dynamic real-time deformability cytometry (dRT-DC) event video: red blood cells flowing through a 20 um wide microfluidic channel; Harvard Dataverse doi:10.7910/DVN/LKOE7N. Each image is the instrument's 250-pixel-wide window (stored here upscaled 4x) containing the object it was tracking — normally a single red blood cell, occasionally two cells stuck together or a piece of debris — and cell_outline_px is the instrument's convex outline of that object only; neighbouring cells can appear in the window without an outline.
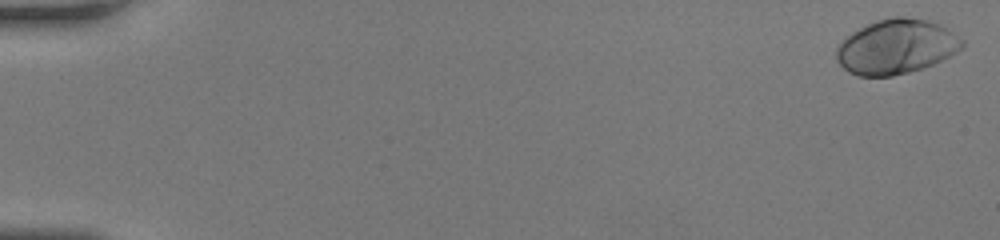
{"species": "human", "species_latin": "Homo sapiens", "temperature_condition": "room temperature", "stored_images_in_passage": 51, "camera_frame_rate_fps": 3000, "um_per_image_px": 0.085, "donor": {"sex": "female"}, "frame": {"image": 1, "passage_image": 1, "time_ms": 0.0, "image_size_px": [1000, 240], "cell_outline_px": [[964, 44], [956, 52], [932, 64], [908, 72], [892, 76], [856, 76], [848, 72], [836, 60], [836, 48], [852, 32], [876, 20], [888, 16], [904, 16], [928, 20], [940, 24], [964, 40]], "centroid_in_image_um": [76.16, 3.96], "position_along_channel_um": 8.8, "area_um2": 39.82}}
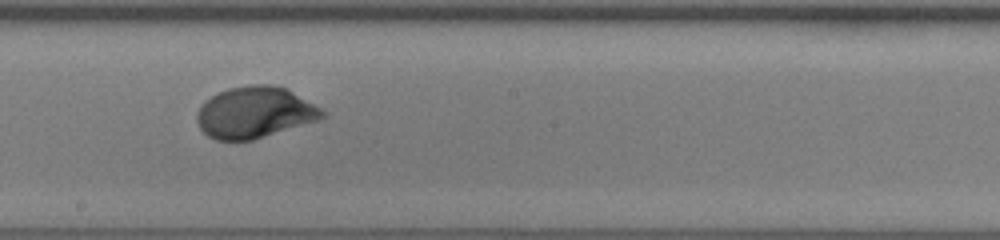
{"frame": {"image": 2, "passage_image": 30, "time_ms": 9.667, "image_size_px": [1000, 240], "cell_outline_px": [[328, 112], [324, 116], [316, 120], [252, 140], [216, 140], [208, 136], [200, 128], [196, 120], [196, 112], [200, 104], [204, 100], [228, 88], [252, 84], [272, 84], [288, 88]], "centroid_in_image_um": [21.63, 9.53], "position_along_channel_um": 226.6, "area_um2": 37.57}}
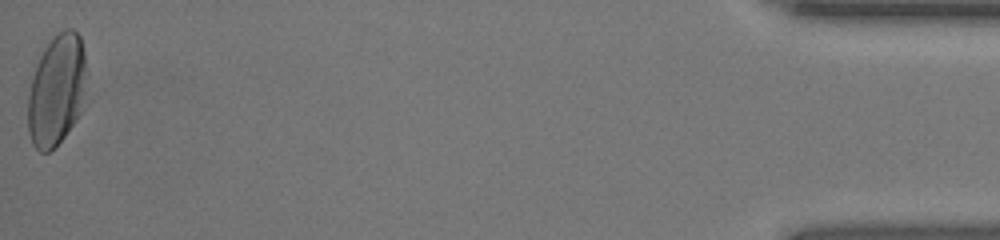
{"frame": {"image": 3, "passage_image": 51, "time_ms": 16.667, "image_size_px": [1000, 240], "cell_outline_px": [[92, 100], [64, 136], [48, 152], [40, 152], [32, 144], [28, 132], [28, 96], [32, 80], [40, 56], [44, 48], [52, 36], [64, 28], [72, 28], [80, 36], [84, 52]], "centroid_in_image_um": [4.92, 7.65], "position_along_channel_um": 430.3, "area_um2": 39.54}, "authors_computed_cell_mechanics": {"area_um2": 37.281, "velocity_mm_per_s": 4.1961, "shape_relaxation_time_tau1_ms": 2.1968, "shape_relaxation_time_tau2_ms": null, "deformation_change_tau1": 0.1576, "deformation_change_tau2": null}}